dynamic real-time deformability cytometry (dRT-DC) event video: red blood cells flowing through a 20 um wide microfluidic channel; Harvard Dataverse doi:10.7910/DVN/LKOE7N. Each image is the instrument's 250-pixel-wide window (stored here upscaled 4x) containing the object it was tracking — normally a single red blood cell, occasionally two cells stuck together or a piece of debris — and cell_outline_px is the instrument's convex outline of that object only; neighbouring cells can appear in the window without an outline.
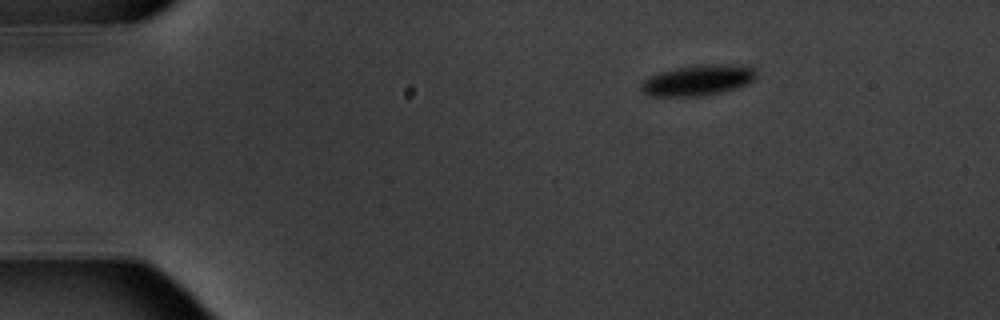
{"species": "common noctule bat (a hibernating species)", "species_latin": "Nyctalus noctula", "temperature_condition": "warm", "stored_images_in_passage": 4, "camera_frame_rate_fps": 3000, "um_per_image_px": 0.085, "animal": {"sex": "male", "body_mass_g": 20.1, "forearm_length_mm": 53.5}, "frame": {"image": 1, "passage_image": 1, "time_ms": 0.0, "image_size_px": [1000, 320], "cell_outline_px": [[756, 76], [748, 84], [736, 88], [720, 92], [700, 96], [648, 96], [640, 88], [644, 80], [660, 72], [676, 68], [704, 64], [740, 64], [752, 68], [756, 72]], "centroid_in_image_um": [59.35, 6.82], "position_along_channel_um": 25.7, "area_um2": 20.4}}
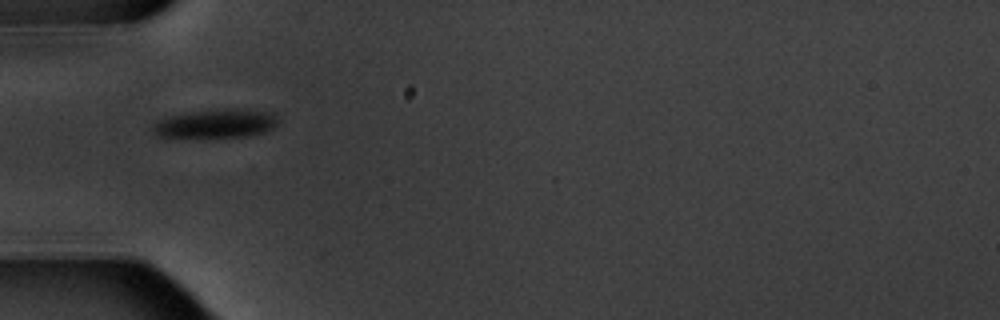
{"frame": {"image": 2, "passage_image": 4, "time_ms": 3.333, "image_size_px": [1000, 320], "cell_outline_px": [[276, 124], [272, 128], [264, 132], [248, 136], [212, 140], [156, 136], [152, 132], [152, 124], [156, 120], [168, 116], [188, 112], [224, 108], [240, 108], [276, 112]], "centroid_in_image_um": [18.3, 10.54], "position_along_channel_um": 66.7, "area_um2": 22.31}}